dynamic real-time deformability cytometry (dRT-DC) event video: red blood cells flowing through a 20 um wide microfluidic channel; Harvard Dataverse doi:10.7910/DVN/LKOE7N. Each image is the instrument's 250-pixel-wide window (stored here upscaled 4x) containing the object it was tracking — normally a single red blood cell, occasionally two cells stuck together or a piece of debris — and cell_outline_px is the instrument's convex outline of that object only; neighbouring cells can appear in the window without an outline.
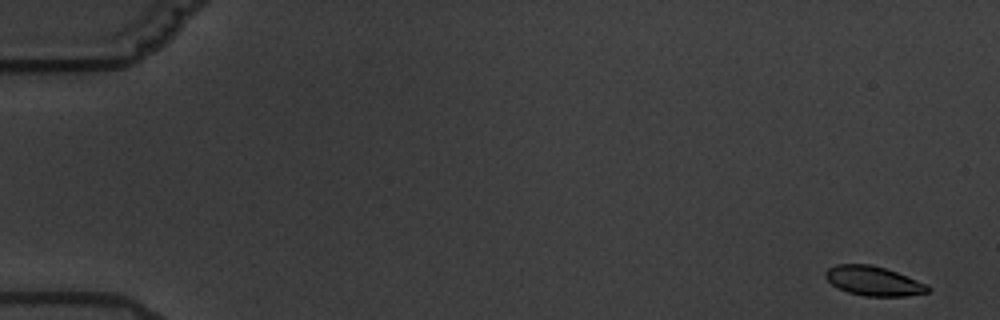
{"species": "common noctule bat (a hibernating species)", "species_latin": "Nyctalus noctula", "temperature_condition": "warm", "stored_images_in_passage": 5, "camera_frame_rate_fps": 3000, "um_per_image_px": 0.085, "animal": {"sex": "male", "body_mass_g": 19.5, "forearm_length_mm": 54.6}, "frame": {"image": 1, "passage_image": 1, "time_ms": 0.0, "image_size_px": [1000, 320], "cell_outline_px": [[932, 288], [928, 292], [904, 296], [864, 296], [848, 292], [836, 288], [824, 276], [824, 272], [828, 268], [836, 264], [872, 264], [896, 272], [928, 284]], "centroid_in_image_um": [74.23, 23.88], "position_along_channel_um": 10.8, "area_um2": 17.63}}
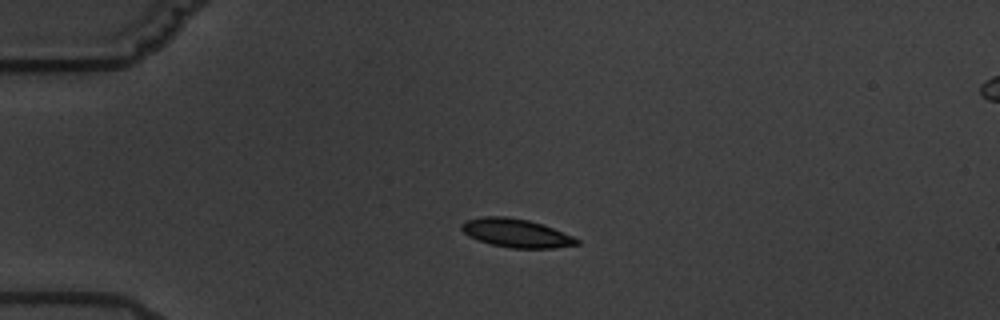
{"frame": {"image": 2, "passage_image": 4, "time_ms": 4.333, "image_size_px": [1000, 320], "cell_outline_px": [[580, 244], [552, 248], [508, 248], [492, 244], [468, 236], [460, 228], [460, 224], [468, 220], [484, 216], [508, 216], [528, 220], [552, 228], [572, 236], [580, 240]], "centroid_in_image_um": [43.86, 19.81], "position_along_channel_um": 41.1, "area_um2": 18.96}}